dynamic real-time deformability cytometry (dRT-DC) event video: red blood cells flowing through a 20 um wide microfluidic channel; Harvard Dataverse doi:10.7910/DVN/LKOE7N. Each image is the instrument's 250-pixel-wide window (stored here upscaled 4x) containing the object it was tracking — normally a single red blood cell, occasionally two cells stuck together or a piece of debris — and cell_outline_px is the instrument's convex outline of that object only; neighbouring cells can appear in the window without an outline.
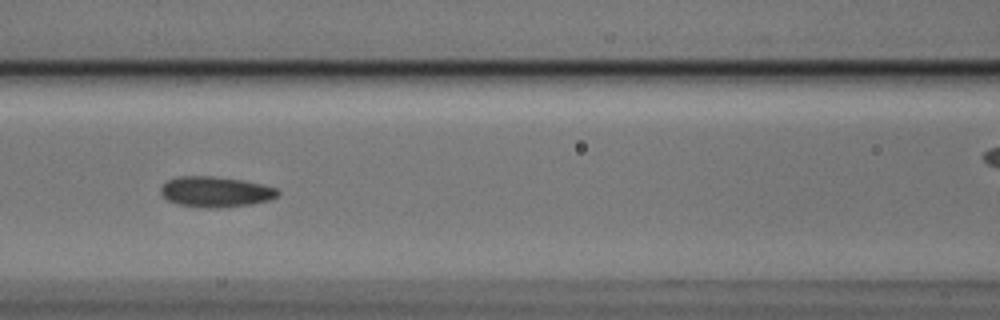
{"species": "Egyptian fruit bat (a non-hibernating species)", "species_latin": "Rousettus aegyptiacus", "temperature_condition": "cold", "stored_images_in_passage": 8, "camera_frame_rate_fps": 3000, "um_per_image_px": 0.085, "animal": {"sex": "male"}, "frame": {"image": 1, "passage_image": 7, "time_ms": 2.0, "image_size_px": [1000, 320], "cell_outline_px": [[280, 192], [276, 196], [268, 200], [252, 204], [224, 208], [204, 208], [176, 204], [168, 200], [160, 192], [160, 188], [168, 180], [176, 176], [216, 176], [240, 180], [260, 184], [276, 188]], "centroid_in_image_um": [18.29, 16.31], "position_along_channel_um": 148.3, "area_um2": 20.87}}